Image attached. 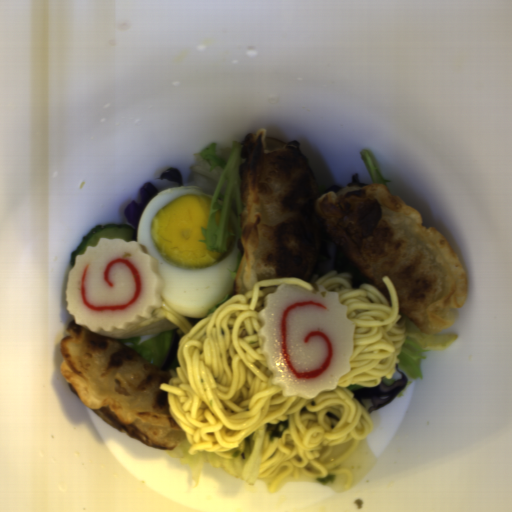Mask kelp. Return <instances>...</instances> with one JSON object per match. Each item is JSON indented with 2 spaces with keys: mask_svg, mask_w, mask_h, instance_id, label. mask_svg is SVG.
<instances>
[{
  "mask_svg": "<svg viewBox=\"0 0 512 512\" xmlns=\"http://www.w3.org/2000/svg\"><path fill=\"white\" fill-rule=\"evenodd\" d=\"M337 476L336 474H327L325 477H317L316 480L318 483H321L322 485H326L330 482H335Z\"/></svg>",
  "mask_w": 512,
  "mask_h": 512,
  "instance_id": "cf089659",
  "label": "kelp"
},
{
  "mask_svg": "<svg viewBox=\"0 0 512 512\" xmlns=\"http://www.w3.org/2000/svg\"><path fill=\"white\" fill-rule=\"evenodd\" d=\"M325 415L328 416L331 419V421L339 422V420H340L339 417L335 413H333L331 411L326 412Z\"/></svg>",
  "mask_w": 512,
  "mask_h": 512,
  "instance_id": "604fcf36",
  "label": "kelp"
},
{
  "mask_svg": "<svg viewBox=\"0 0 512 512\" xmlns=\"http://www.w3.org/2000/svg\"><path fill=\"white\" fill-rule=\"evenodd\" d=\"M266 432L269 433L268 442L274 443L275 439H282L283 434L290 428V423L288 420H282L278 424H271L269 422H265L264 424Z\"/></svg>",
  "mask_w": 512,
  "mask_h": 512,
  "instance_id": "99668d17",
  "label": "kelp"
}]
</instances>
